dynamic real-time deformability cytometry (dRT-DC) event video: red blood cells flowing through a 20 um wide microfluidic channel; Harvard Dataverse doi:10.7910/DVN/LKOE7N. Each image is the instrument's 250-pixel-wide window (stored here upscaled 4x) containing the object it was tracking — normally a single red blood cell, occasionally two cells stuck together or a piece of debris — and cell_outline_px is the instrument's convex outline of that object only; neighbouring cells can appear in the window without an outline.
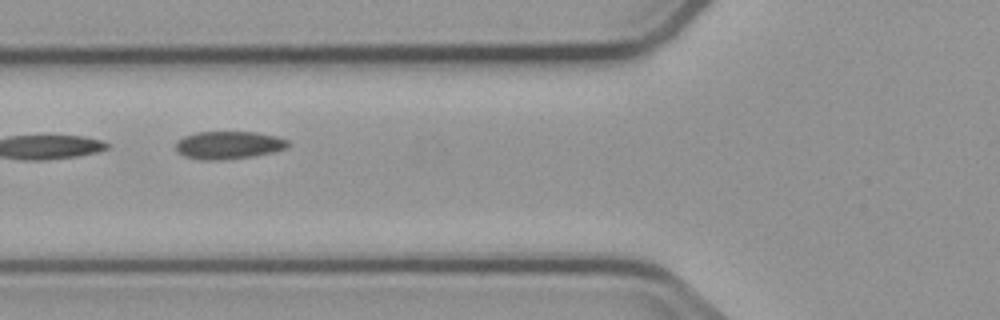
{"species": "common noctule bat (a hibernating species)", "species_latin": "Nyctalus noctula", "temperature_condition": "cold", "stored_images_in_passage": 8, "camera_frame_rate_fps": 3000, "um_per_image_px": 0.085, "animal": {"sex": "male", "body_mass_g": 23.1, "forearm_length_mm": 52.7}, "frame": {"image": 1, "passage_image": 4, "time_ms": 3.333, "image_size_px": [1000, 320], "cell_outline_px": [[288, 144], [284, 148], [272, 152], [256, 156], [220, 160], [200, 160], [184, 156], [176, 148], [176, 140], [184, 136], [196, 132], [256, 132], [276, 136], [288, 140]], "centroid_in_image_um": [19.4, 12.33], "position_along_channel_um": 106.4, "area_um2": 18.15}}
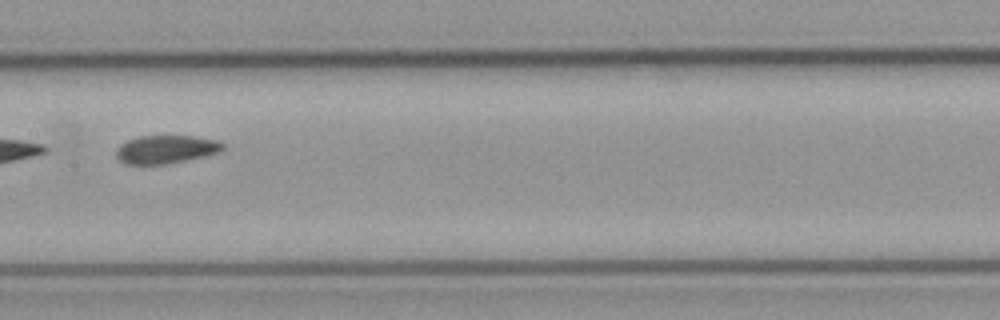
{"frame": {"image": 2, "passage_image": 6, "time_ms": 5.667, "image_size_px": [1000, 320], "cell_outline_px": [[224, 148], [220, 152], [204, 156], [164, 164], [124, 164], [116, 156], [116, 152], [120, 144], [128, 140], [140, 136], [192, 136], [216, 140], [224, 144]], "centroid_in_image_um": [14.1, 12.69], "position_along_channel_um": 193.3, "area_um2": 17.34}}
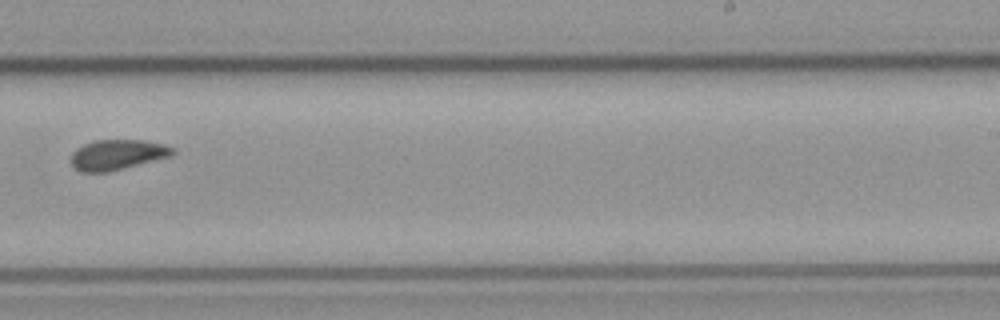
{"frame": {"image": 3, "passage_image": 8, "time_ms": 8.0, "image_size_px": [1000, 320], "cell_outline_px": [[176, 152], [172, 156], [108, 172], [84, 172], [76, 168], [72, 164], [72, 152], [76, 148], [84, 144], [96, 140], [144, 140], [164, 144], [172, 148]], "centroid_in_image_um": [10.0, 13.14], "position_along_channel_um": 279.0, "area_um2": 17.8}}